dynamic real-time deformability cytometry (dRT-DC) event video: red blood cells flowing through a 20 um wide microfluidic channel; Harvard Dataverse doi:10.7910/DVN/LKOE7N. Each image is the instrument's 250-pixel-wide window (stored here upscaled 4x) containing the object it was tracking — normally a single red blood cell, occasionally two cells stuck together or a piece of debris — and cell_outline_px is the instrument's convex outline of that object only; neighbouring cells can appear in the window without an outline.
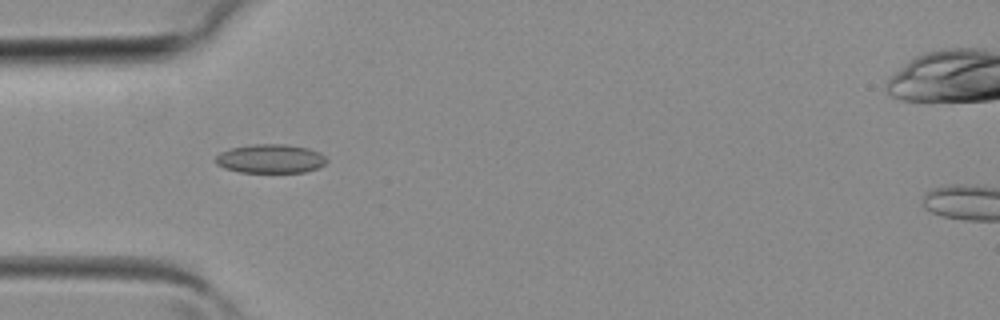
{"species": "common noctule bat (a hibernating species)", "species_latin": "Nyctalus noctula", "temperature_condition": "room temperature", "stored_images_in_passage": 32, "camera_frame_rate_fps": 3000, "um_per_image_px": 0.085, "animal": {"sex": "female", "body_mass_g": 19.3, "forearm_length_mm": 54.1}, "frame": {"image": 1, "passage_image": 4, "time_ms": 1.0, "image_size_px": [1000, 320], "cell_outline_px": [[328, 160], [324, 164], [316, 168], [304, 172], [240, 172], [224, 168], [216, 164], [216, 156], [220, 152], [232, 148], [252, 144], [284, 144], [308, 148], [320, 152]], "centroid_in_image_um": [22.98, 13.49], "position_along_channel_um": 62.0, "area_um2": 18.61}}
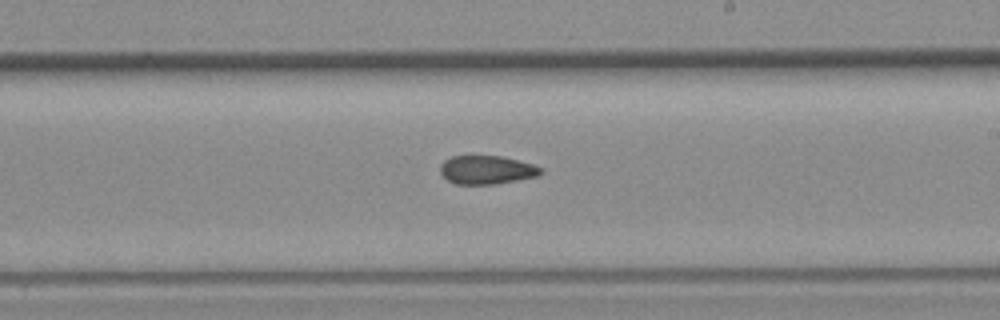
{"frame": {"image": 2, "passage_image": 15, "time_ms": 4.667, "image_size_px": [1000, 320], "cell_outline_px": [[544, 172], [536, 176], [496, 184], [456, 184], [448, 180], [440, 172], [440, 164], [444, 160], [452, 156], [500, 156], [532, 164], [540, 168]], "centroid_in_image_um": [41.33, 14.44], "position_along_channel_um": 247.7, "area_um2": 16.53}}
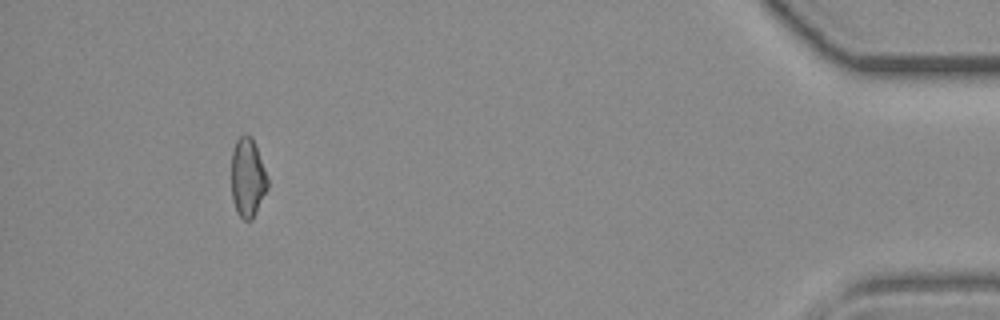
{"frame": {"image": 3, "passage_image": 29, "time_ms": 9.333, "image_size_px": [1000, 320], "cell_outline_px": [[268, 188], [252, 220], [244, 220], [236, 212], [232, 200], [232, 152], [236, 140], [244, 132], [252, 136], [264, 168], [268, 180]], "centroid_in_image_um": [21.04, 15.09], "position_along_channel_um": 414.2, "area_um2": 16.7}}